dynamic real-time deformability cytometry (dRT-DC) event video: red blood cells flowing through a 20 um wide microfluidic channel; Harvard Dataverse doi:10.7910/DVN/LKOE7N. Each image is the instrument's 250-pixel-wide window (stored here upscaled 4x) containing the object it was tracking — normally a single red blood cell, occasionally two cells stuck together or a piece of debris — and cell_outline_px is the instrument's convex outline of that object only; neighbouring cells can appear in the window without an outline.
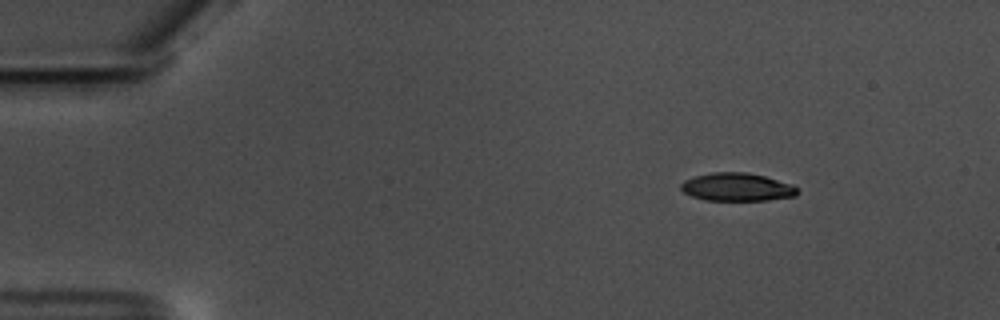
{"species": "common noctule bat (a hibernating species)", "species_latin": "Nyctalus noctula", "temperature_condition": "warm", "stored_images_in_passage": 58, "camera_frame_rate_fps": 3000, "um_per_image_px": 0.085, "animal": {"sex": "male", "body_mass_g": 17.5, "forearm_length_mm": 52.3}, "frame": {"image": 1, "passage_image": 8, "time_ms": 2.333, "image_size_px": [1000, 320], "cell_outline_px": [[800, 192], [796, 196], [768, 200], [704, 200], [692, 196], [684, 192], [680, 188], [680, 184], [684, 180], [696, 176], [712, 172], [748, 172], [764, 176], [792, 184], [800, 188]], "centroid_in_image_um": [62.68, 15.9], "position_along_channel_um": 22.3, "area_um2": 19.19}}
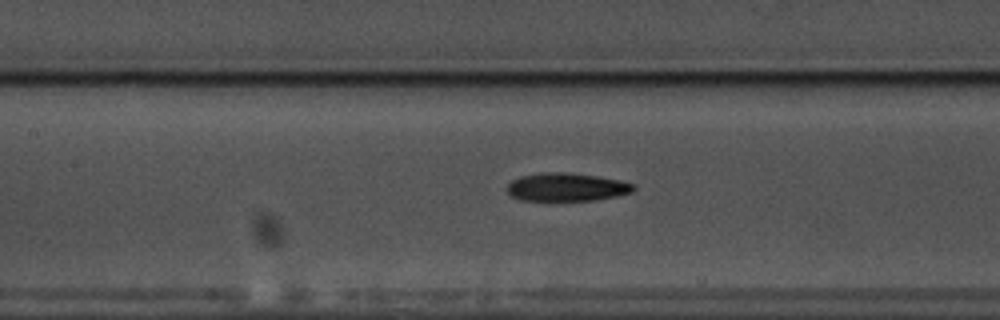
{"frame": {"image": 2, "passage_image": 27, "time_ms": 8.667, "image_size_px": [1000, 320], "cell_outline_px": [[636, 188], [632, 192], [616, 196], [596, 200], [520, 200], [512, 196], [508, 192], [508, 184], [512, 180], [520, 176], [544, 172], [564, 172], [596, 176], [620, 180], [636, 184]], "centroid_in_image_um": [48.19, 15.9], "position_along_channel_um": 159.2, "area_um2": 20.69}}
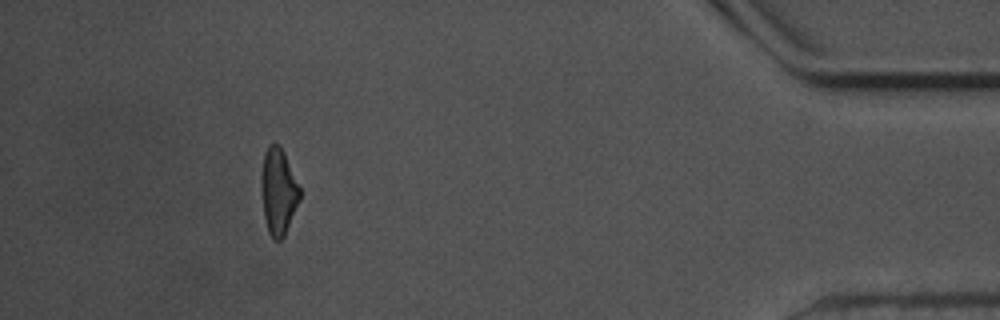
{"frame": {"image": 3, "passage_image": 53, "time_ms": 17.333, "image_size_px": [1000, 320], "cell_outline_px": [[300, 200], [284, 236], [280, 240], [276, 240], [268, 232], [264, 216], [260, 176], [264, 152], [268, 144], [280, 144], [284, 152], [300, 188]], "centroid_in_image_um": [23.65, 16.23], "position_along_channel_um": 411.5, "area_um2": 19.36}, "authors_computed_cell_mechanics": {"area_um2": 20.2878, "velocity_mm_per_s": 3.5551, "shape_relaxation_time_tau1_ms": 3.7654, "shape_relaxation_time_tau2_ms": 3.2105, "deformation_change_tau1": 0.1669, "deformation_change_tau2": 0.1268}}